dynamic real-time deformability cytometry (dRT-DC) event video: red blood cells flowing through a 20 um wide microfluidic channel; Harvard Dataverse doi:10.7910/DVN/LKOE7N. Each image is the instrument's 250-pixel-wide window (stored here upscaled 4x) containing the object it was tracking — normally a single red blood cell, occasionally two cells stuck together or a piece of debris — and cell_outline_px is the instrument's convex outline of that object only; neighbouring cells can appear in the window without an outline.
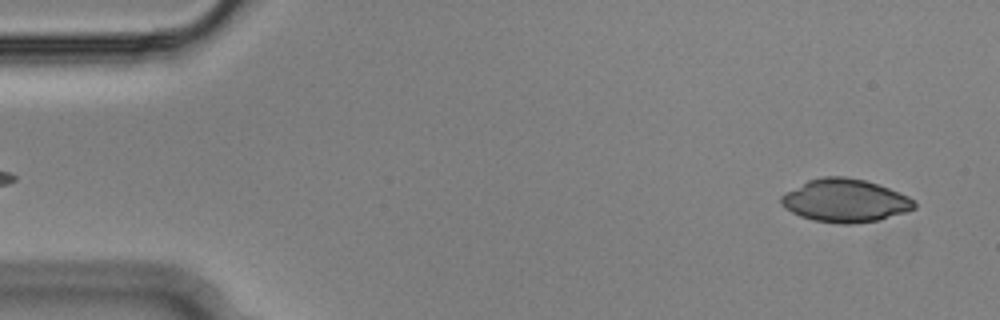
{"species": "Egyptian fruit bat (a non-hibernating species)", "species_latin": "Rousettus aegyptiacus", "temperature_condition": "cold", "stored_images_in_passage": 13, "camera_frame_rate_fps": 3000, "um_per_image_px": 0.085, "animal": {"sex": "male"}, "frame": {"image": 1, "passage_image": 2, "time_ms": 0.333, "image_size_px": [1000, 320], "cell_outline_px": [[916, 208], [908, 212], [876, 220], [852, 224], [840, 224], [812, 220], [800, 216], [792, 212], [780, 204], [780, 196], [784, 192], [808, 180], [824, 176], [844, 176], [864, 180], [888, 188], [908, 196], [916, 204]], "centroid_in_image_um": [71.8, 17.05], "position_along_channel_um": 13.2, "area_um2": 33.41}}